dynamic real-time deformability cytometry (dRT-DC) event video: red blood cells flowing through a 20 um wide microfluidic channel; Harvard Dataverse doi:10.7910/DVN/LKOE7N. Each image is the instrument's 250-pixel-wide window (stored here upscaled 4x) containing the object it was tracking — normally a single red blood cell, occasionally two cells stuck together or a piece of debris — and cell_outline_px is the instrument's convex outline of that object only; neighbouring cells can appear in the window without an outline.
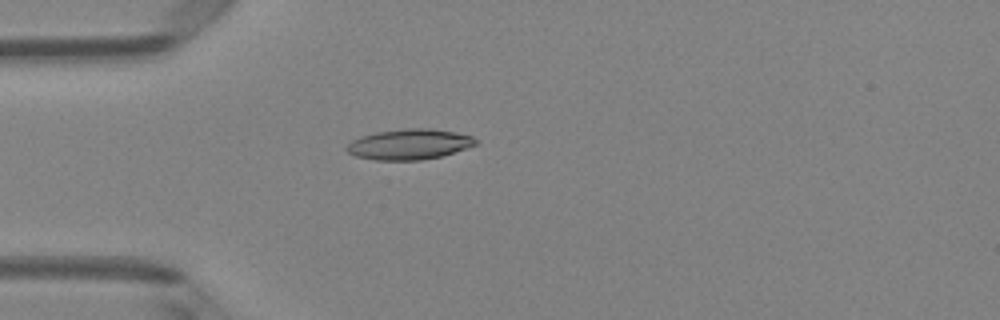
{"species": "Egyptian fruit bat (a non-hibernating species)", "species_latin": "Rousettus aegyptiacus", "temperature_condition": "room temperature", "stored_images_in_passage": 4, "camera_frame_rate_fps": 3000, "um_per_image_px": 0.085, "animal": {"sex": "female"}, "frame": {"image": 1, "passage_image": 4, "time_ms": 1.0, "image_size_px": [1000, 320], "cell_outline_px": [[476, 144], [440, 156], [420, 160], [376, 160], [356, 156], [348, 152], [344, 148], [352, 140], [360, 136], [376, 132], [404, 128], [432, 128], [456, 132], [472, 136], [476, 140]], "centroid_in_image_um": [34.74, 12.25], "position_along_channel_um": 50.3, "area_um2": 22.77}}